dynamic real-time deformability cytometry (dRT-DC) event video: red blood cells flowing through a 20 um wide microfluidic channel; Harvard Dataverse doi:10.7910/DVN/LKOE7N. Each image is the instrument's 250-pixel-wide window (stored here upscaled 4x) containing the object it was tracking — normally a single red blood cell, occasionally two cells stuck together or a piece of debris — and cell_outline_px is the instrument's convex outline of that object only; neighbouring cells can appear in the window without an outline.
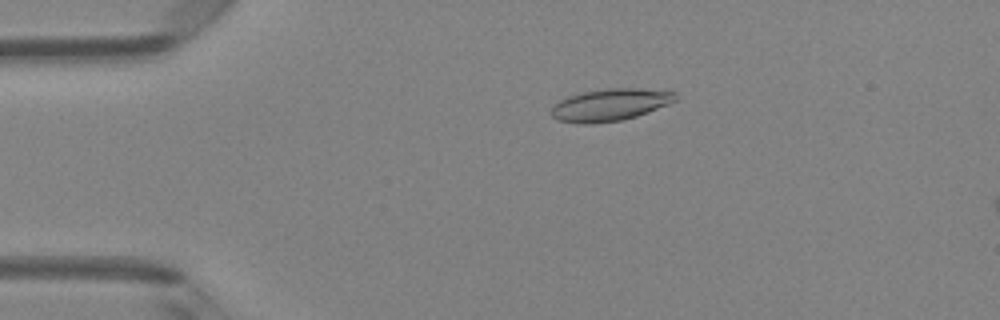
{"species": "Egyptian fruit bat (a non-hibernating species)", "species_latin": "Rousettus aegyptiacus", "temperature_condition": "room temperature", "stored_images_in_passage": 49, "camera_frame_rate_fps": 3000, "um_per_image_px": 0.085, "animal": {"sex": "female"}, "frame": {"image": 1, "passage_image": 10, "time_ms": 3.0, "image_size_px": [1000, 320], "cell_outline_px": [[676, 100], [668, 104], [636, 116], [620, 120], [588, 124], [580, 124], [556, 120], [552, 116], [552, 104], [568, 96], [584, 92], [608, 88], [640, 88], [676, 92]], "centroid_in_image_um": [51.82, 8.91], "position_along_channel_um": 33.2, "area_um2": 23.12}}
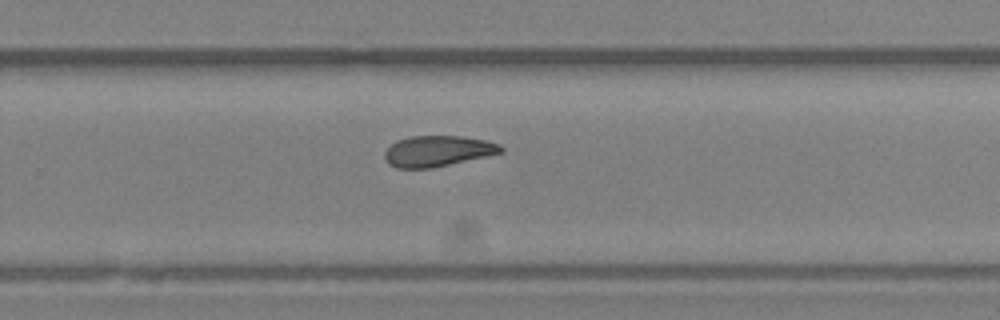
{"frame": {"image": 2, "passage_image": 32, "time_ms": 10.333, "image_size_px": [1000, 320], "cell_outline_px": [[504, 152], [432, 168], [396, 168], [388, 164], [384, 156], [384, 152], [396, 140], [412, 136], [460, 136], [488, 140], [500, 144], [504, 148]], "centroid_in_image_um": [37.21, 12.84], "position_along_channel_um": 292.6, "area_um2": 20.92}}
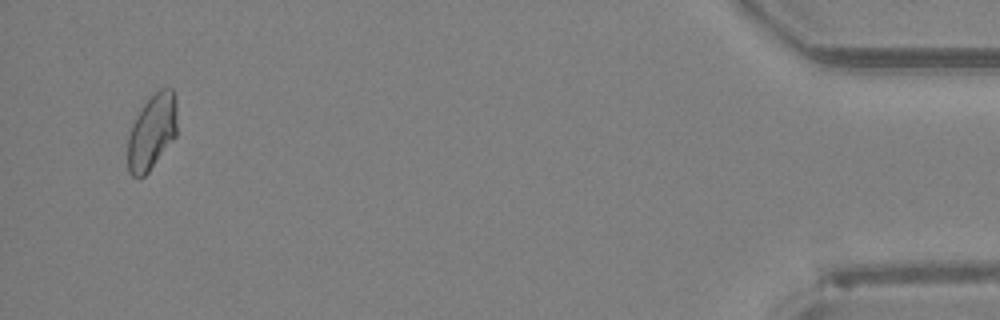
{"frame": {"image": 3, "passage_image": 47, "time_ms": 15.333, "image_size_px": [1000, 320], "cell_outline_px": [[176, 136], [148, 172], [140, 180], [136, 180], [128, 172], [128, 136], [132, 124], [140, 108], [160, 88], [172, 88], [176, 100]], "centroid_in_image_um": [12.9, 11.24], "position_along_channel_um": 422.3, "area_um2": 21.73}, "authors_computed_cell_mechanics": {"area_um2": 22.1374, "velocity_mm_per_s": 4.1713, "shape_relaxation_time_tau1_ms": null, "shape_relaxation_time_tau2_ms": 4.6561, "deformation_change_tau1": null, "deformation_change_tau2": 0.1119}}